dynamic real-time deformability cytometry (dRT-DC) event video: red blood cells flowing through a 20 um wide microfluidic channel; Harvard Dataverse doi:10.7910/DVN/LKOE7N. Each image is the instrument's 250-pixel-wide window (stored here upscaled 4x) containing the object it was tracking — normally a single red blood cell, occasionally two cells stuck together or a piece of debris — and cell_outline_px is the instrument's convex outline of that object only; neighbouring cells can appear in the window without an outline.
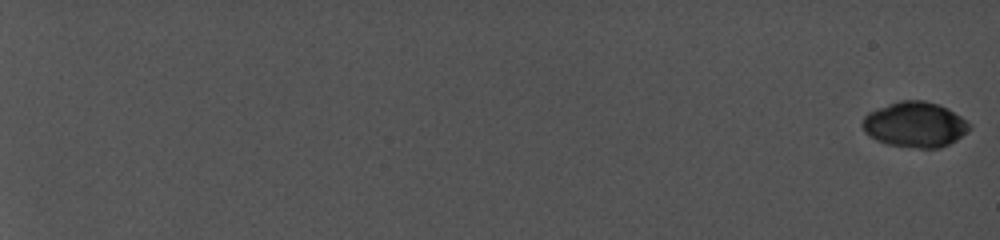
{"species": "common noctule bat (a hibernating species)", "species_latin": "Nyctalus noctula", "temperature_condition": "cold", "stored_images_in_passage": 30, "camera_frame_rate_fps": 5000, "um_per_image_px": 0.085, "animal": {"sex": "female", "body_mass_g": 19.0, "forearm_length_mm": 56.7}, "frame": {"image": 1, "passage_image": 1, "time_ms": 0.0, "image_size_px": [1000, 240], "cell_outline_px": [[972, 128], [956, 140], [940, 148], [920, 148], [888, 144], [876, 140], [868, 136], [864, 132], [860, 124], [864, 116], [868, 112], [876, 108], [900, 100], [924, 100], [940, 104], [948, 108], [968, 120], [972, 124]], "centroid_in_image_um": [77.77, 10.57], "position_along_channel_um": 7.2, "area_um2": 28.73}}
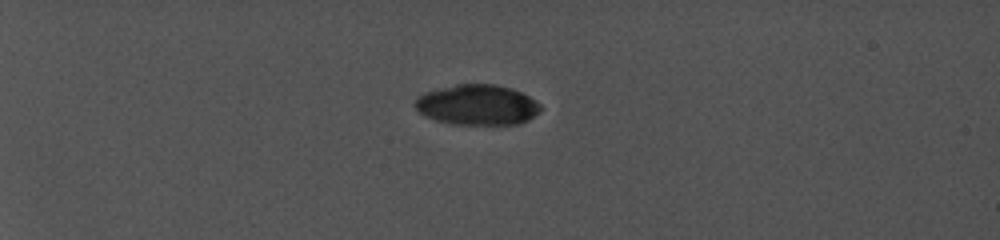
{"frame": {"image": 2, "passage_image": 22, "time_ms": 6.6, "image_size_px": [1000, 240], "cell_outline_px": [[544, 108], [540, 112], [528, 120], [520, 124], [452, 124], [436, 120], [424, 116], [412, 104], [416, 96], [424, 92], [456, 84], [496, 84], [512, 88], [536, 100]], "centroid_in_image_um": [40.57, 8.91], "position_along_channel_um": 44.4, "area_um2": 29.88}}